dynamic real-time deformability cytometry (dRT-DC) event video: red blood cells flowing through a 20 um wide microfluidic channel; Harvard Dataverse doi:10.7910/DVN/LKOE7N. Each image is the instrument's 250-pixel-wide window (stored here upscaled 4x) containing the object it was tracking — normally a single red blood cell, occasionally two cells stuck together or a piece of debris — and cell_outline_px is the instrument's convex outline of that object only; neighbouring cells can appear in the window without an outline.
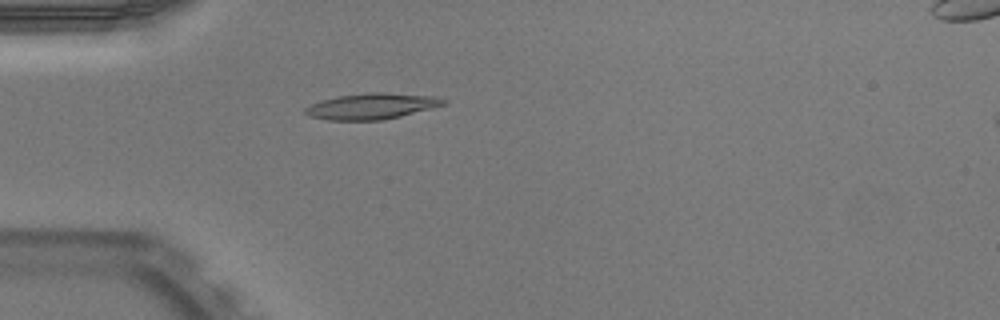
{"species": "Egyptian fruit bat (a non-hibernating species)", "species_latin": "Rousettus aegyptiacus", "temperature_condition": "warm", "stored_images_in_passage": 49, "camera_frame_rate_fps": 3000, "um_per_image_px": 0.085, "animal": {"sex": "male"}, "frame": {"image": 1, "passage_image": 13, "time_ms": 4.0, "image_size_px": [1000, 320], "cell_outline_px": [[448, 104], [384, 120], [328, 120], [308, 116], [304, 112], [304, 108], [312, 104], [324, 100], [340, 96], [368, 92], [380, 92], [432, 96], [448, 100]], "centroid_in_image_um": [31.62, 9.03], "position_along_channel_um": 53.4, "area_um2": 20.75}}
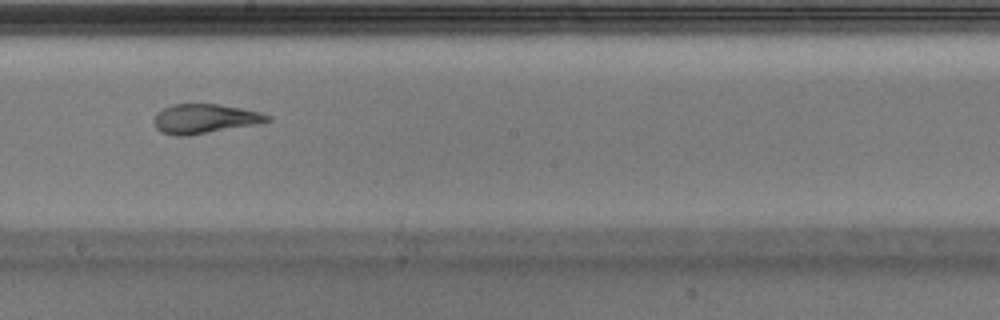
{"frame": {"image": 2, "passage_image": 27, "time_ms": 8.667, "image_size_px": [1000, 320], "cell_outline_px": [[272, 120], [256, 124], [188, 136], [176, 136], [160, 132], [156, 128], [152, 120], [156, 112], [172, 104], [220, 104], [260, 112], [272, 116]], "centroid_in_image_um": [17.37, 10.09], "position_along_channel_um": 230.8, "area_um2": 19.59}}
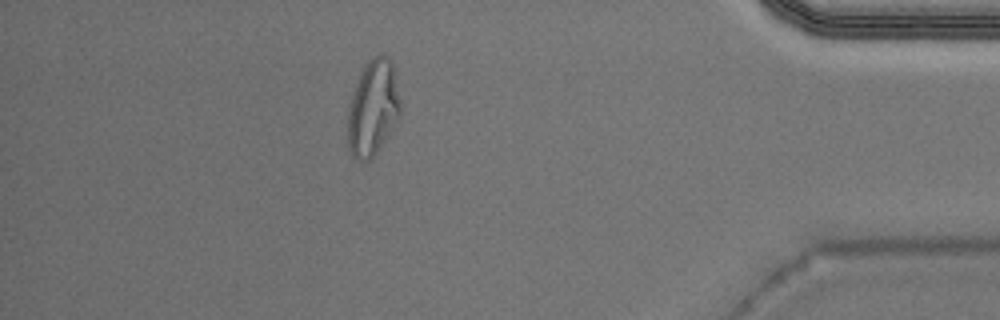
{"frame": {"image": 3, "passage_image": 43, "time_ms": 14.0, "image_size_px": [1000, 320], "cell_outline_px": [[400, 112], [396, 120], [372, 160], [360, 160], [352, 156], [348, 152], [348, 112], [352, 96], [356, 84], [368, 60], [372, 56], [388, 56], [392, 60], [400, 100]], "centroid_in_image_um": [31.69, 9.19], "position_along_channel_um": 403.5, "area_um2": 28.78}, "authors_computed_cell_mechanics": {"area_um2": 19.7676, "velocity_mm_per_s": 3.997, "shape_relaxation_time_tau1_ms": null, "shape_relaxation_time_tau2_ms": 1.6346, "deformation_change_tau1": null, "deformation_change_tau2": 0.078}}